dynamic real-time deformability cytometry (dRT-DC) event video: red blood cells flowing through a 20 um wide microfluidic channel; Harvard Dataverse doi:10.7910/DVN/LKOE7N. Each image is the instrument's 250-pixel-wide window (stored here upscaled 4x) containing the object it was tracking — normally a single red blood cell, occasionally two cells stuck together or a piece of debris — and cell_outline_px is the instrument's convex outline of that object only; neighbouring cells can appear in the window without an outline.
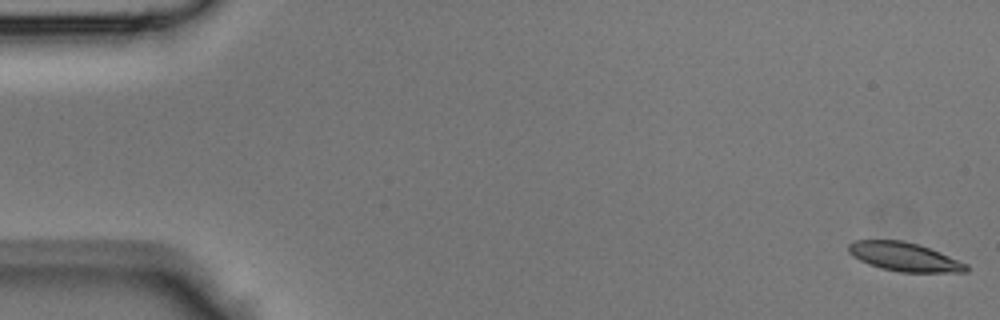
{"species": "Egyptian fruit bat (a non-hibernating species)", "species_latin": "Rousettus aegyptiacus", "temperature_condition": "room temperature", "stored_images_in_passage": 12, "camera_frame_rate_fps": 3000, "um_per_image_px": 0.085, "animal": {"sex": "male"}, "frame": {"image": 1, "passage_image": 1, "time_ms": 0.0, "image_size_px": [1000, 320], "cell_outline_px": [[968, 272], [900, 272], [880, 268], [868, 264], [852, 256], [848, 252], [848, 244], [856, 240], [904, 240], [920, 244], [940, 252], [968, 264]], "centroid_in_image_um": [76.87, 21.82], "position_along_channel_um": 8.1, "area_um2": 19.88}}